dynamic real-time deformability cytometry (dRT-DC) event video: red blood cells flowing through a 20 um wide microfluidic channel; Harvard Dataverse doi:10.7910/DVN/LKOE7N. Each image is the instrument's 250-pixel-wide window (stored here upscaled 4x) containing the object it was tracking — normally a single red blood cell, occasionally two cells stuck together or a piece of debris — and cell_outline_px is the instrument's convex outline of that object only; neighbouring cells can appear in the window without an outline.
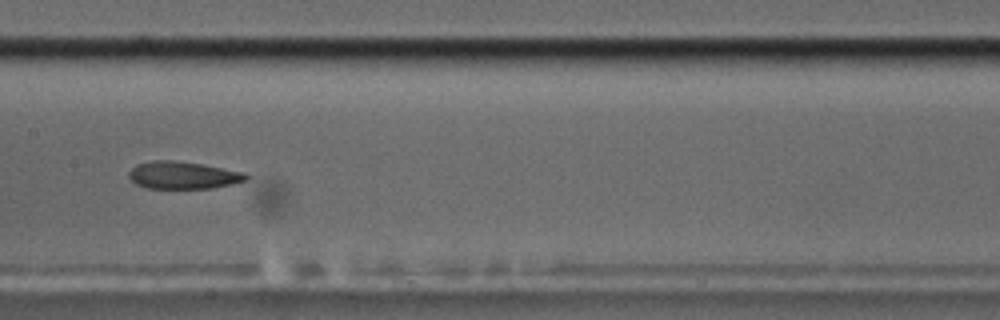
{"species": "common noctule bat (a hibernating species)", "species_latin": "Nyctalus noctula", "temperature_condition": "cold", "stored_images_in_passage": 10, "camera_frame_rate_fps": 3000, "um_per_image_px": 0.085, "animal": {"sex": "male", "body_mass_g": 17.5, "forearm_length_mm": 52.3}, "frame": {"image": 1, "passage_image": 9, "time_ms": 9.333, "image_size_px": [1000, 320], "cell_outline_px": [[248, 180], [232, 184], [212, 188], [148, 188], [136, 184], [128, 176], [128, 172], [136, 164], [152, 160], [172, 160], [204, 164], [244, 172], [248, 176]], "centroid_in_image_um": [15.56, 14.88], "position_along_channel_um": 191.8, "area_um2": 18.79}}
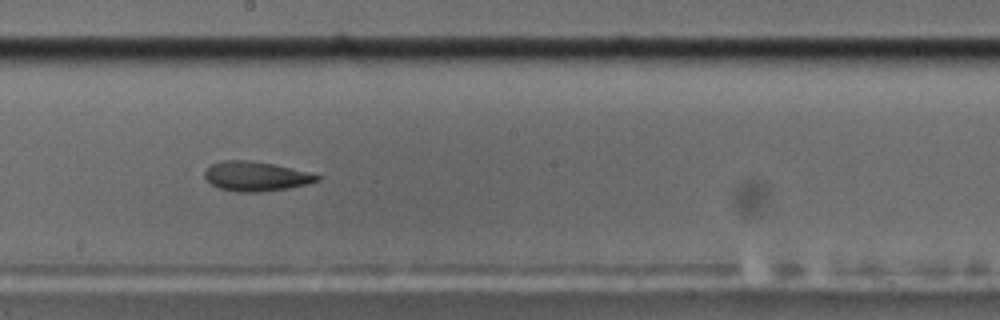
{"frame": {"image": 2, "passage_image": 10, "time_ms": 10.333, "image_size_px": [1000, 320], "cell_outline_px": [[320, 180], [308, 184], [288, 188], [260, 192], [236, 192], [220, 188], [212, 184], [204, 176], [204, 172], [212, 164], [224, 160], [248, 160], [272, 164], [320, 176]], "centroid_in_image_um": [21.71, 15.0], "position_along_channel_um": 226.5, "area_um2": 18.96}}